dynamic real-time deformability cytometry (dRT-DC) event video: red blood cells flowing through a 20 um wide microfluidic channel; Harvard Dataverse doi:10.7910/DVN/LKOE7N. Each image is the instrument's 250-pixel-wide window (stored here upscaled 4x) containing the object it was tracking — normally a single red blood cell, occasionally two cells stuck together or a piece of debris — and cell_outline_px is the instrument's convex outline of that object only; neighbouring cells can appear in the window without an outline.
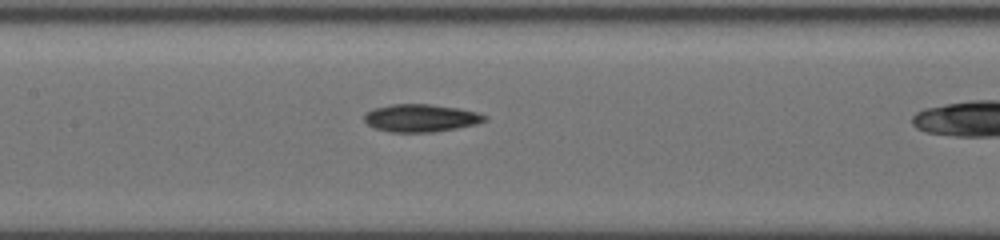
{"species": "common noctule bat (a hibernating species)", "species_latin": "Nyctalus noctula", "temperature_condition": "cold", "stored_images_in_passage": 40, "camera_frame_rate_fps": 3000, "um_per_image_px": 0.085, "animal": {"sex": "female", "body_mass_g": 19.5, "forearm_length_mm": 54.1}, "frame": {"image": 1, "passage_image": 9, "time_ms": 1.333, "image_size_px": [1000, 240], "cell_outline_px": [[488, 120], [476, 124], [456, 128], [432, 132], [388, 132], [376, 128], [368, 124], [364, 120], [364, 112], [372, 108], [392, 104], [432, 104], [456, 108], [476, 112], [488, 116]], "centroid_in_image_um": [35.75, 10.03], "position_along_channel_um": 171.7, "area_um2": 19.48}}
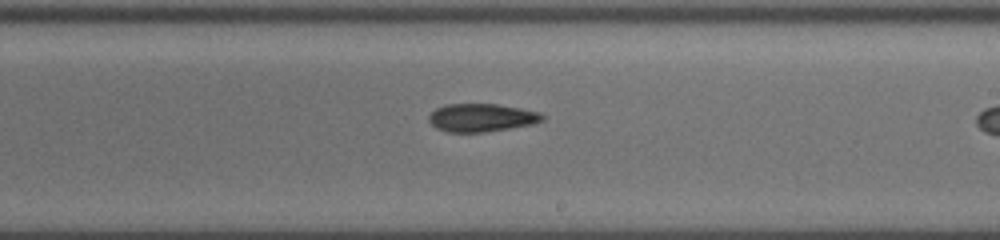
{"frame": {"image": 2, "passage_image": 27, "time_ms": 3.333, "image_size_px": [1000, 240], "cell_outline_px": [[544, 120], [532, 124], [484, 132], [448, 132], [436, 128], [428, 120], [428, 116], [436, 108], [444, 104], [496, 104], [520, 108], [540, 112], [544, 116]], "centroid_in_image_um": [40.91, 9.99], "position_along_channel_um": 248.1, "area_um2": 18.5}}
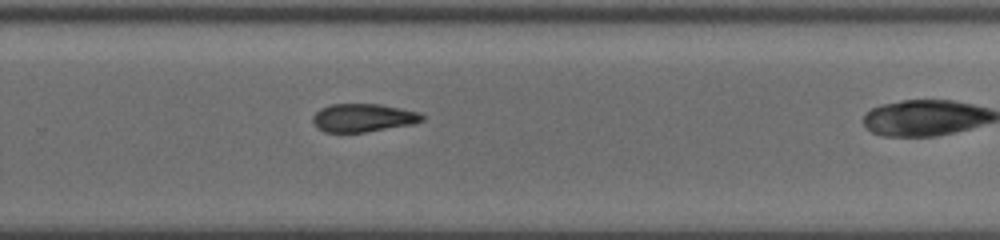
{"frame": {"image": 3, "passage_image": 39, "time_ms": 4.667, "image_size_px": [1000, 240], "cell_outline_px": [[424, 120], [412, 124], [364, 132], [324, 132], [316, 128], [312, 120], [312, 116], [320, 108], [332, 104], [380, 104], [420, 112], [424, 116]], "centroid_in_image_um": [30.84, 10.01], "position_along_channel_um": 299.0, "area_um2": 17.98}}